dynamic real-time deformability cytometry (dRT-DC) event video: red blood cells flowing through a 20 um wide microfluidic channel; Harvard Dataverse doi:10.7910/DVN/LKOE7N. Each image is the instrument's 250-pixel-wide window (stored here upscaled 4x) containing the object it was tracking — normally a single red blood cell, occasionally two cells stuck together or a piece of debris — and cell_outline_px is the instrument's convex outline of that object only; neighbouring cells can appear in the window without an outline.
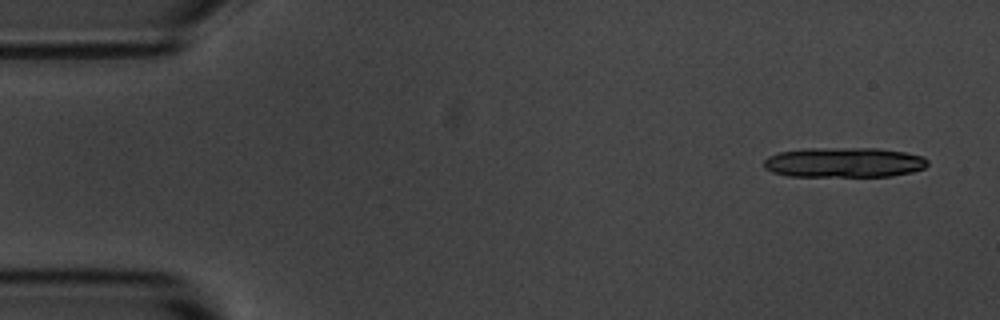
{"species": "common noctule bat (a hibernating species)", "species_latin": "Nyctalus noctula", "temperature_condition": "room temperature", "stored_images_in_passage": 5, "camera_frame_rate_fps": 3000, "um_per_image_px": 0.085, "animal": {"sex": "male", "body_mass_g": 20.1, "forearm_length_mm": 53.5}, "frame": {"image": 1, "passage_image": 1, "time_ms": 0.0, "image_size_px": [1000, 320], "cell_outline_px": [[928, 164], [924, 168], [912, 172], [892, 176], [788, 176], [772, 172], [764, 168], [764, 160], [768, 156], [780, 152], [804, 148], [880, 148], [904, 152], [924, 156], [928, 160]], "centroid_in_image_um": [71.75, 13.8], "position_along_channel_um": 13.3, "area_um2": 28.84}}